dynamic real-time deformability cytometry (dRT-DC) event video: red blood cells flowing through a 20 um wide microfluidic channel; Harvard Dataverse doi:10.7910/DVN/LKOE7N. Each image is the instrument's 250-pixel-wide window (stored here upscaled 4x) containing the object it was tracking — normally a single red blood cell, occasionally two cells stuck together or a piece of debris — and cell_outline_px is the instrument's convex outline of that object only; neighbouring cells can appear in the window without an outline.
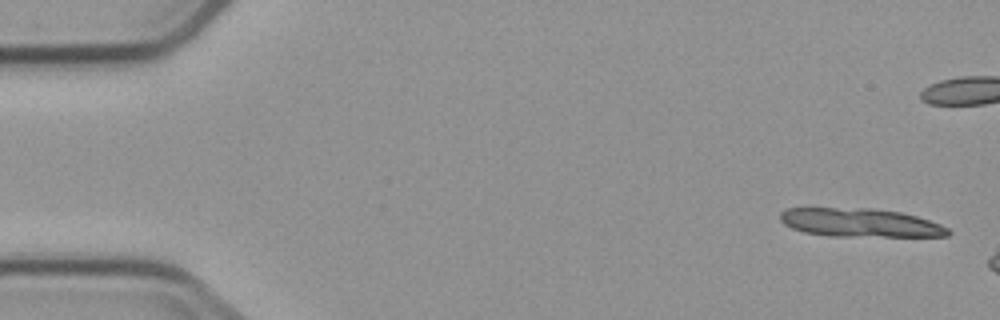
{"species": "common noctule bat (a hibernating species)", "species_latin": "Nyctalus noctula", "temperature_condition": "cold", "stored_images_in_passage": 3, "camera_frame_rate_fps": 3000, "um_per_image_px": 0.085, "animal": {"sex": "male", "body_mass_g": 23.1, "forearm_length_mm": 52.7}, "frame": {"image": 1, "passage_image": 1, "time_ms": 0.0, "image_size_px": [1000, 320], "cell_outline_px": [[952, 232], [948, 236], [832, 236], [804, 232], [792, 228], [784, 224], [780, 220], [780, 212], [788, 208], [804, 204], [808, 204], [872, 208], [900, 212], [916, 216], [940, 224], [948, 228]], "centroid_in_image_um": [72.96, 18.87], "position_along_channel_um": 12.0, "area_um2": 29.13}}